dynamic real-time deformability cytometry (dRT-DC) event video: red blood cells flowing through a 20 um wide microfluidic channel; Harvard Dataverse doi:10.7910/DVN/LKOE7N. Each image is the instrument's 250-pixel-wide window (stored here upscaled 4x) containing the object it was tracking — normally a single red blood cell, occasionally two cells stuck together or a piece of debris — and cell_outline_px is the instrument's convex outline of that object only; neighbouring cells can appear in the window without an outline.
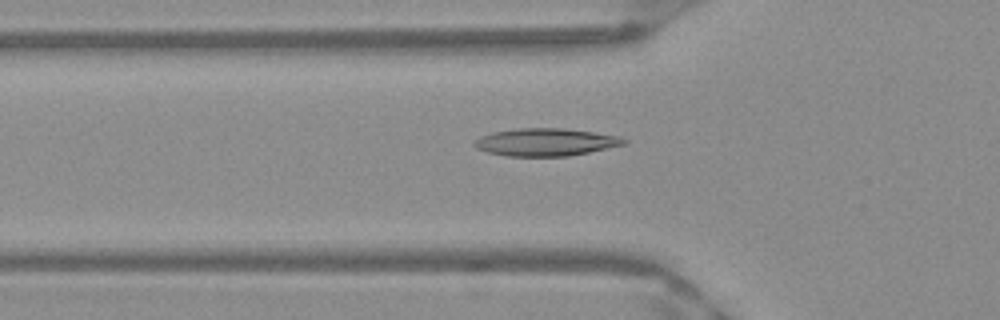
{"species": "Egyptian fruit bat (a non-hibernating species)", "species_latin": "Rousettus aegyptiacus", "temperature_condition": "warm", "stored_images_in_passage": 41, "camera_frame_rate_fps": 3000, "um_per_image_px": 0.085, "frame": {"image": 1, "passage_image": 7, "time_ms": 2.0, "image_size_px": [1000, 320], "cell_outline_px": [[628, 144], [568, 156], [508, 156], [488, 152], [476, 148], [472, 144], [480, 136], [492, 132], [520, 128], [564, 128], [620, 136], [628, 140]], "centroid_in_image_um": [46.4, 12.08], "position_along_channel_um": 79.4, "area_um2": 24.04}}
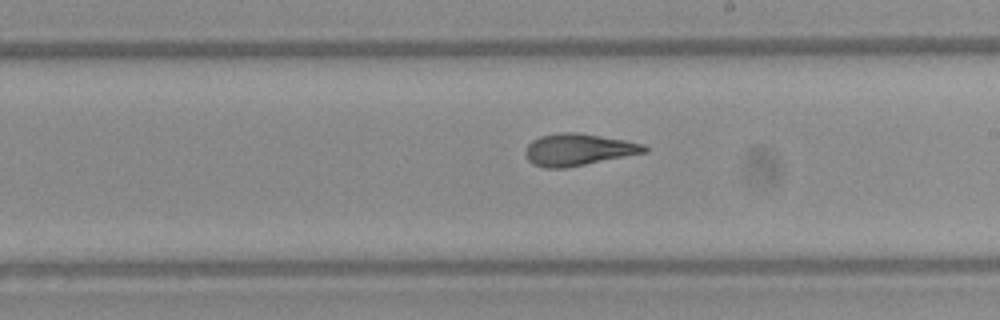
{"frame": {"image": 2, "passage_image": 19, "time_ms": 6.0, "image_size_px": [1000, 320], "cell_outline_px": [[648, 152], [564, 168], [544, 168], [532, 164], [528, 160], [524, 152], [528, 144], [532, 140], [540, 136], [560, 132], [576, 132], [624, 140], [644, 144], [648, 148]], "centroid_in_image_um": [49.12, 12.72], "position_along_channel_um": 239.9, "area_um2": 22.08}}
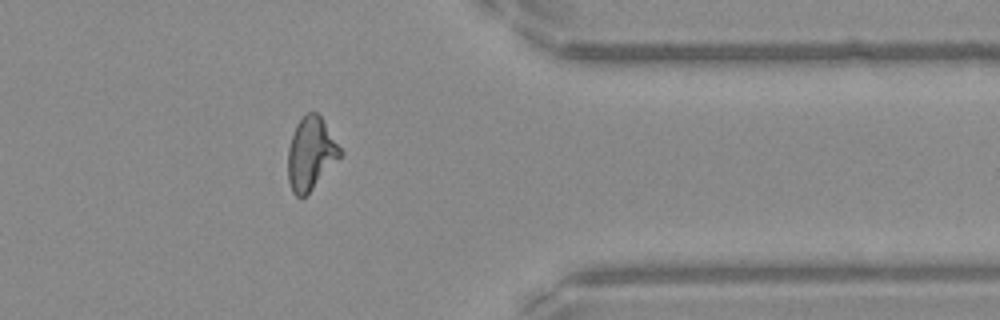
{"frame": {"image": 3, "passage_image": 31, "time_ms": 10.0, "image_size_px": [1000, 320], "cell_outline_px": [[344, 152], [312, 188], [300, 200], [292, 192], [288, 180], [288, 148], [296, 124], [308, 112], [316, 112], [324, 120]], "centroid_in_image_um": [26.42, 13.04], "position_along_channel_um": 385.0, "area_um2": 21.91}, "authors_computed_cell_mechanics": {"area_um2": 21.964, "velocity_mm_per_s": 3.9927, "shape_relaxation_time_tau1_ms": null, "shape_relaxation_time_tau2_ms": 1.7006, "deformation_change_tau1": null, "deformation_change_tau2": 0.096}}